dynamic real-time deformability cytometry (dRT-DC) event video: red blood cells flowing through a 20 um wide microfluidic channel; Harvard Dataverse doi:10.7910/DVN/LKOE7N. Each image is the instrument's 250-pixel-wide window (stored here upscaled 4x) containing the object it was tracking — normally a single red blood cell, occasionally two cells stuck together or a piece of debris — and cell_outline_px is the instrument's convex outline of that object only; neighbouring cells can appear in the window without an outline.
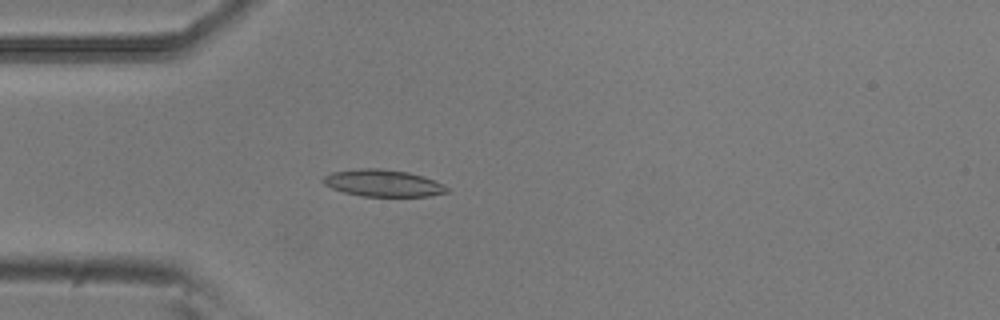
{"species": "common noctule bat (a hibernating species)", "species_latin": "Nyctalus noctula", "temperature_condition": "room temperature", "stored_images_in_passage": 52, "camera_frame_rate_fps": 3000, "um_per_image_px": 0.085, "animal": {"sex": "male", "body_mass_g": 20.5, "forearm_length_mm": 52.5}, "frame": {"image": 1, "passage_image": 15, "time_ms": 4.667, "image_size_px": [1000, 320], "cell_outline_px": [[448, 192], [432, 196], [360, 196], [344, 192], [332, 188], [324, 184], [320, 180], [324, 176], [332, 172], [360, 168], [380, 168], [408, 172], [424, 176], [444, 184], [448, 188]], "centroid_in_image_um": [32.56, 15.56], "position_along_channel_um": 52.4, "area_um2": 19.54}}
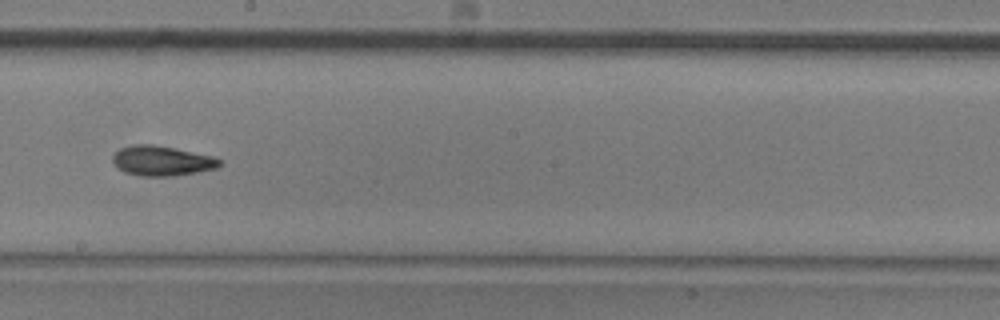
{"frame": {"image": 2, "passage_image": 30, "time_ms": 9.667, "image_size_px": [1000, 320], "cell_outline_px": [[220, 164], [216, 168], [196, 172], [172, 176], [140, 176], [124, 172], [116, 168], [112, 160], [112, 156], [120, 148], [132, 144], [152, 144], [212, 156], [220, 160]], "centroid_in_image_um": [13.68, 13.67], "position_along_channel_um": 234.5, "area_um2": 18.5}}
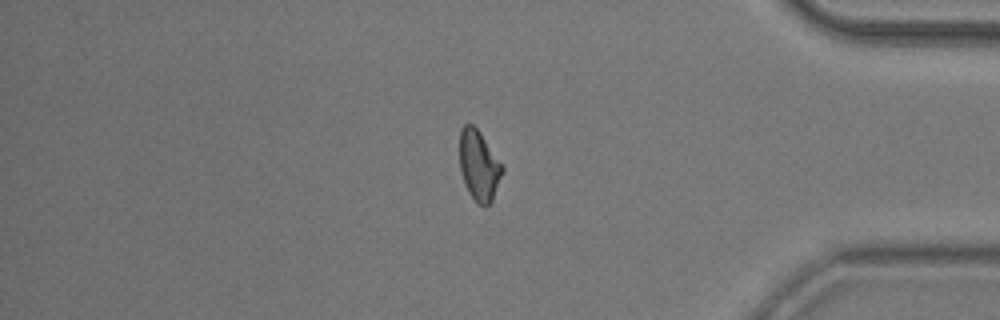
{"frame": {"image": 3, "passage_image": 45, "time_ms": 14.667, "image_size_px": [1000, 320], "cell_outline_px": [[504, 172], [492, 200], [484, 208], [476, 204], [468, 192], [464, 184], [460, 172], [460, 128], [464, 124], [472, 124], [480, 132], [504, 168]], "centroid_in_image_um": [40.7, 14.11], "position_along_channel_um": 394.5, "area_um2": 17.63}}